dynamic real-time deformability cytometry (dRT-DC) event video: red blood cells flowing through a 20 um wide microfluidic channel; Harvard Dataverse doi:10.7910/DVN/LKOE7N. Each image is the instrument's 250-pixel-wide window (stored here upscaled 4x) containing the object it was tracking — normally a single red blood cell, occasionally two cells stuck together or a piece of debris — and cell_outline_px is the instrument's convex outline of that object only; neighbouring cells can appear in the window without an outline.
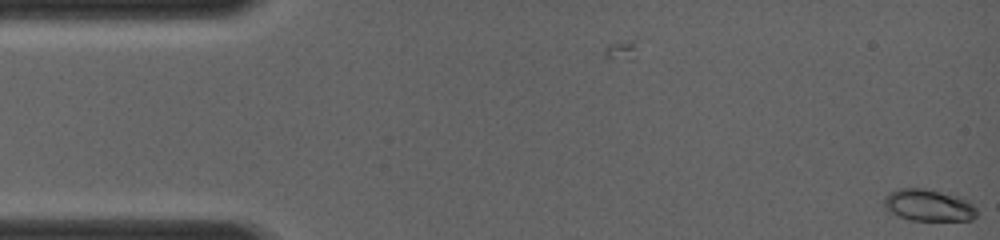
{"species": "common noctule bat (a hibernating species)", "species_latin": "Nyctalus noctula", "temperature_condition": "room temperature", "stored_images_in_passage": 53, "camera_frame_rate_fps": 4000, "um_per_image_px": 0.085, "animal": {"sex": "female", "body_mass_g": 19.0, "forearm_length_mm": 56.7}, "frame": {"image": 1, "passage_image": 1, "time_ms": 0.0, "image_size_px": [1000, 240], "cell_outline_px": [[976, 216], [972, 220], [912, 220], [888, 212], [884, 208], [884, 196], [888, 192], [900, 188], [924, 188], [960, 196], [968, 200], [976, 208]], "centroid_in_image_um": [78.9, 17.43], "position_along_channel_um": 6.1, "area_um2": 17.34}}
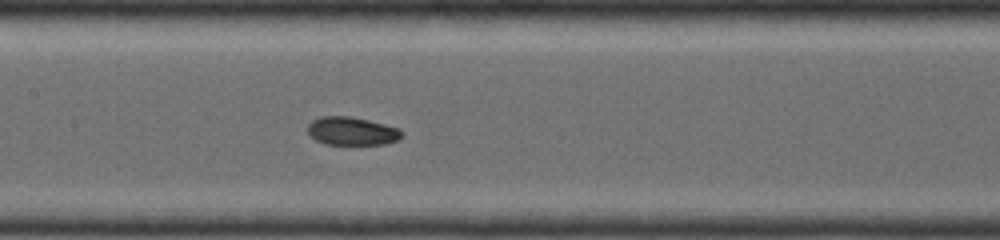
{"frame": {"image": 2, "passage_image": 26, "time_ms": 6.25, "image_size_px": [1000, 240], "cell_outline_px": [[404, 136], [400, 140], [384, 144], [324, 144], [316, 140], [308, 132], [308, 124], [312, 120], [320, 116], [348, 116], [368, 120], [400, 128], [404, 132]], "centroid_in_image_um": [29.95, 11.14], "position_along_channel_um": 177.4, "area_um2": 15.61}}
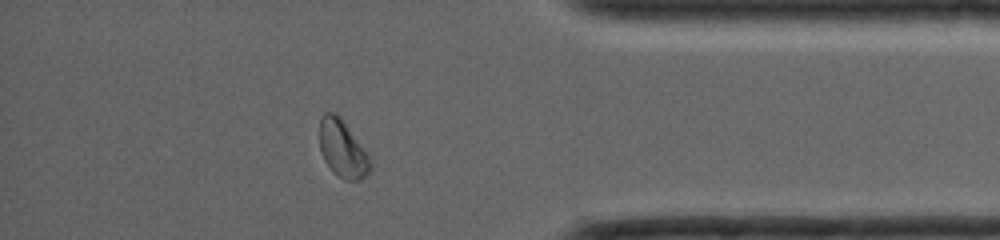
{"frame": {"image": 3, "passage_image": 46, "time_ms": 11.25, "image_size_px": [1000, 240], "cell_outline_px": [[372, 172], [360, 180], [344, 180], [336, 176], [332, 172], [324, 160], [320, 152], [320, 116], [324, 112], [336, 112], [340, 116], [364, 148], [372, 160]], "centroid_in_image_um": [29.13, 12.67], "position_along_channel_um": 406.1, "area_um2": 17.4}}